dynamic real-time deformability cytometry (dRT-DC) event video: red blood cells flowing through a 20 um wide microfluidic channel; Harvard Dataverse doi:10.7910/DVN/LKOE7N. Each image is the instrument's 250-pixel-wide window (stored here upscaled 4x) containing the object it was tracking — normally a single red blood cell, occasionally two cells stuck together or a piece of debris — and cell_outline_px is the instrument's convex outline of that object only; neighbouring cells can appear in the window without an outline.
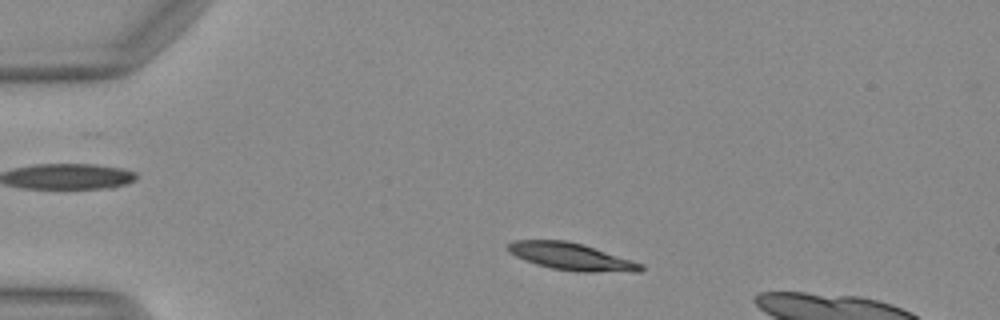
{"species": "Egyptian fruit bat (a non-hibernating species)", "species_latin": "Rousettus aegyptiacus", "temperature_condition": "warm", "stored_images_in_passage": 43, "camera_frame_rate_fps": 3000, "um_per_image_px": 0.085, "animal": {"sex": "female"}, "frame": {"image": 1, "passage_image": 8, "time_ms": 2.333, "image_size_px": [1000, 320], "cell_outline_px": [[644, 268], [640, 272], [576, 272], [552, 268], [536, 264], [524, 260], [508, 252], [504, 248], [504, 244], [512, 240], [568, 240], [584, 244], [644, 264]], "centroid_in_image_um": [48.53, 21.8], "position_along_channel_um": 36.5, "area_um2": 21.5}}
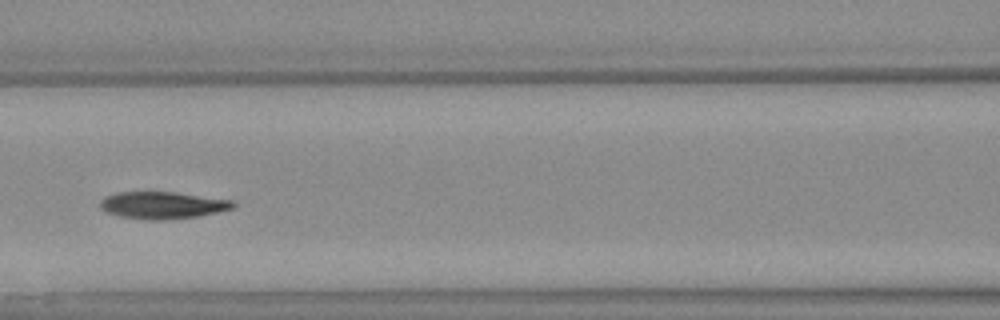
{"frame": {"image": 2, "passage_image": 20, "time_ms": 6.333, "image_size_px": [1000, 320], "cell_outline_px": [[236, 204], [232, 208], [200, 216], [168, 220], [148, 220], [120, 216], [104, 212], [100, 208], [100, 200], [104, 196], [116, 192], [176, 192], [232, 200]], "centroid_in_image_um": [13.77, 17.44], "position_along_channel_um": 152.8, "area_um2": 21.15}}
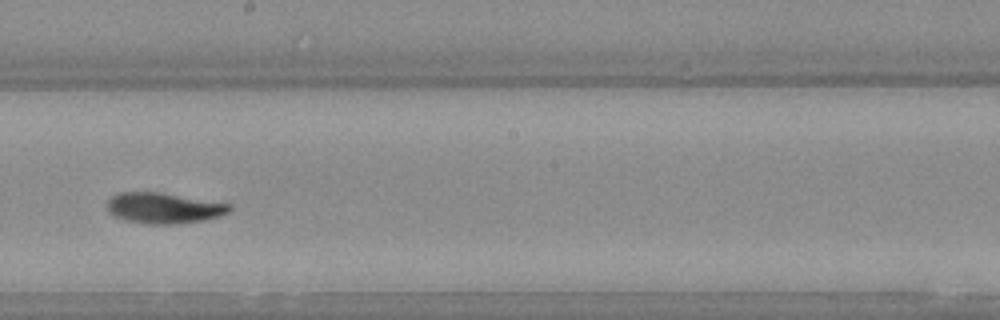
{"frame": {"image": 3, "passage_image": 26, "time_ms": 8.333, "image_size_px": [1000, 320], "cell_outline_px": [[232, 208], [228, 212], [220, 216], [204, 220], [180, 224], [148, 224], [124, 220], [108, 212], [108, 200], [112, 196], [120, 192], [160, 192], [232, 204]], "centroid_in_image_um": [13.94, 17.69], "position_along_channel_um": 234.3, "area_um2": 21.96}}